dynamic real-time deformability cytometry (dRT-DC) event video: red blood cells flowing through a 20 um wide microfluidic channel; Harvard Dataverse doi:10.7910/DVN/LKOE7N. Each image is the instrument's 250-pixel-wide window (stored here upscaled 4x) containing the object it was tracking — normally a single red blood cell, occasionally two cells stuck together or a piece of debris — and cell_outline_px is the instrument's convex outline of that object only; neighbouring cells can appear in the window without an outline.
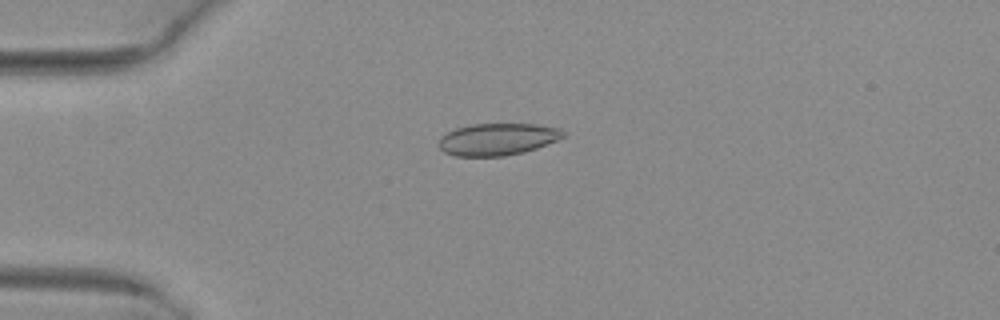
{"species": "common noctule bat (a hibernating species)", "species_latin": "Nyctalus noctula", "temperature_condition": "warm", "stored_images_in_passage": 15, "camera_frame_rate_fps": 3000, "um_per_image_px": 0.085, "animal": {"sex": "female", "body_mass_g": 29.2, "forearm_length_mm": 56.3}, "frame": {"image": 1, "passage_image": 8, "time_ms": 2.333, "image_size_px": [1000, 320], "cell_outline_px": [[564, 136], [556, 140], [536, 148], [524, 152], [504, 156], [456, 156], [444, 152], [440, 148], [440, 136], [456, 128], [472, 124], [536, 124], [560, 128], [564, 132]], "centroid_in_image_um": [42.28, 11.83], "position_along_channel_um": 42.7, "area_um2": 23.06}}
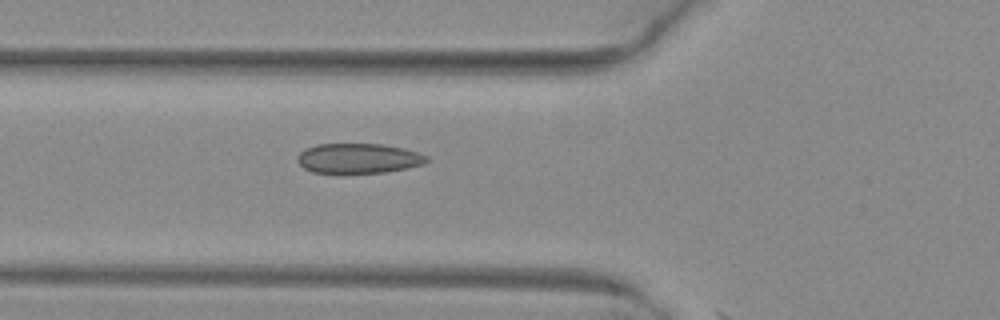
{"frame": {"image": 2, "passage_image": 14, "time_ms": 4.333, "image_size_px": [1000, 320], "cell_outline_px": [[428, 160], [424, 164], [408, 168], [384, 172], [312, 172], [304, 168], [296, 160], [296, 156], [300, 152], [316, 144], [384, 144], [404, 148], [428, 156]], "centroid_in_image_um": [30.48, 13.45], "position_along_channel_um": 95.3, "area_um2": 22.37}}